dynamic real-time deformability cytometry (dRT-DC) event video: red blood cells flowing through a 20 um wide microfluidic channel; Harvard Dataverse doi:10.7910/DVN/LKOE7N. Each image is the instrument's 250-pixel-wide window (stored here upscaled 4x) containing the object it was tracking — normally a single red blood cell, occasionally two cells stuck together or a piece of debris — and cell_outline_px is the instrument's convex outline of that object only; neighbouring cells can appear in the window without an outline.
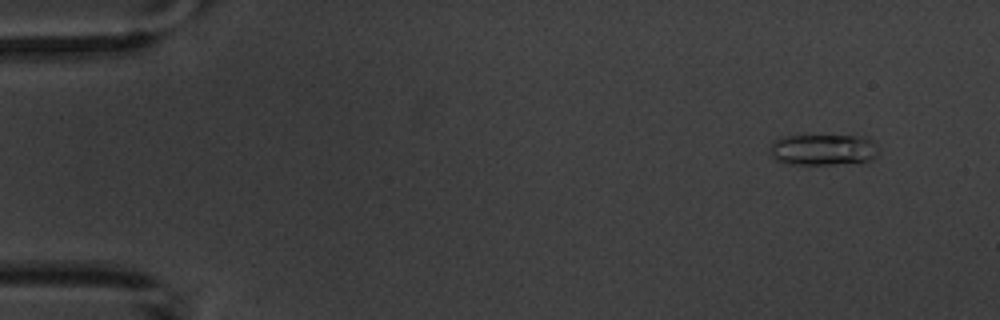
{"species": "common noctule bat (a hibernating species)", "species_latin": "Nyctalus noctula", "temperature_condition": "warm", "stored_images_in_passage": 4, "camera_frame_rate_fps": 3000, "um_per_image_px": 0.085, "animal": {"sex": "male", "body_mass_g": 20.1, "forearm_length_mm": 53.5}, "frame": {"image": 1, "passage_image": 1, "time_ms": 0.0, "image_size_px": [1000, 320], "cell_outline_px": [[876, 156], [872, 160], [832, 164], [788, 164], [776, 160], [772, 156], [772, 144], [776, 140], [784, 136], [864, 136], [872, 140]], "centroid_in_image_um": [69.95, 12.72], "position_along_channel_um": 15.1, "area_um2": 19.19}}